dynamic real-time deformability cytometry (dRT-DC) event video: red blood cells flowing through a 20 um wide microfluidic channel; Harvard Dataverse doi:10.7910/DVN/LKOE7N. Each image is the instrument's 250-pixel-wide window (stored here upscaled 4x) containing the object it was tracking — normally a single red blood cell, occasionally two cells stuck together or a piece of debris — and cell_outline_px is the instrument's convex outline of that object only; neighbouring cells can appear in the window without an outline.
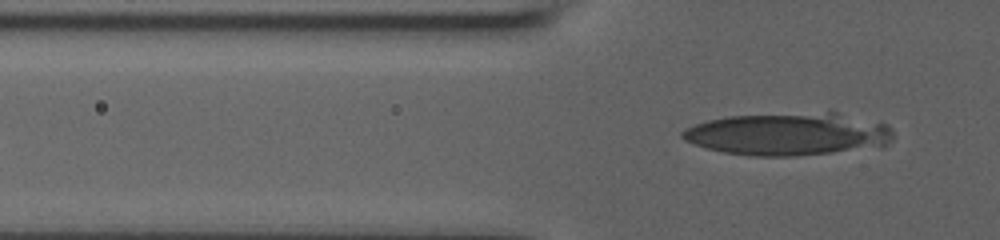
{"species": "human", "species_latin": "Homo sapiens", "temperature_condition": "room temperature", "stored_images_in_passage": 8, "segment_of_instrument_passage": [2, 2], "camera_frame_rate_fps": 3000, "um_per_image_px": 0.085, "donor": {"sex": "male"}, "frame": {"image": 1, "passage_image": 8, "time_ms": 2.333, "image_size_px": [1000, 240], "cell_outline_px": [[892, 140], [884, 148], [796, 156], [756, 156], [724, 152], [708, 148], [684, 140], [680, 136], [680, 132], [684, 128], [708, 120], [728, 116], [828, 112], [836, 112], [880, 120], [888, 124], [892, 128]], "centroid_in_image_um": [67.15, 11.4], "position_along_channel_um": 58.7, "area_um2": 53.23}}